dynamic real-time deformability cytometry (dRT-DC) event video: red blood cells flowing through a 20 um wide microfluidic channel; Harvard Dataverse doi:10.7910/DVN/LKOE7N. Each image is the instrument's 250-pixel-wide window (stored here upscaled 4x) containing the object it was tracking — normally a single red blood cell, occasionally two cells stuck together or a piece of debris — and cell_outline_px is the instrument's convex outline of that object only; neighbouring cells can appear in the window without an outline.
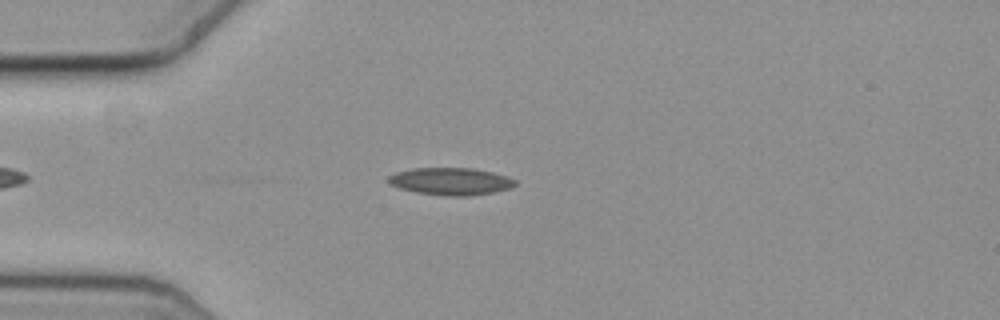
{"species": "common noctule bat (a hibernating species)", "species_latin": "Nyctalus noctula", "temperature_condition": "cold", "stored_images_in_passage": 48, "camera_frame_rate_fps": 3000, "um_per_image_px": 0.085, "animal": {"sex": "female", "body_mass_g": 19.3, "forearm_length_mm": 54.1}, "frame": {"image": 1, "passage_image": 10, "time_ms": 3.0, "image_size_px": [1000, 320], "cell_outline_px": [[516, 184], [512, 188], [492, 192], [468, 196], [444, 196], [416, 192], [400, 188], [392, 184], [388, 180], [388, 176], [396, 172], [412, 168], [472, 168], [492, 172], [508, 176], [516, 180]], "centroid_in_image_um": [38.34, 15.41], "position_along_channel_um": 46.7, "area_um2": 20.17}}
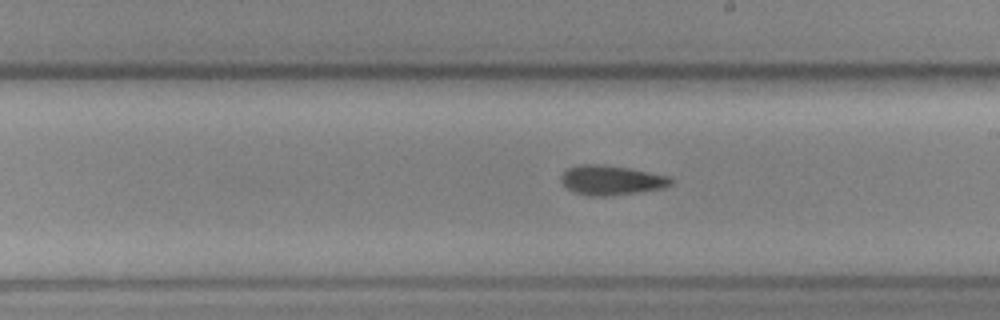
{"frame": {"image": 2, "passage_image": 27, "time_ms": 8.667, "image_size_px": [1000, 320], "cell_outline_px": [[672, 184], [664, 188], [612, 196], [588, 196], [572, 192], [560, 180], [560, 176], [568, 168], [580, 164], [604, 164], [628, 168], [668, 176], [672, 180]], "centroid_in_image_um": [51.93, 15.32], "position_along_channel_um": 237.1, "area_um2": 19.02}}
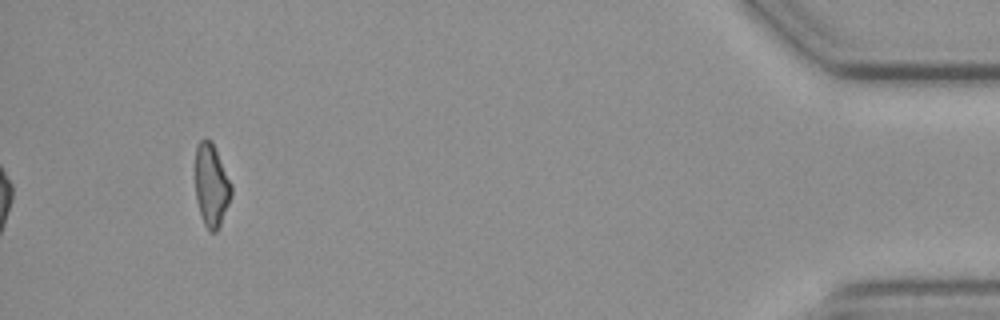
{"frame": {"image": 3, "passage_image": 48, "time_ms": 15.667, "image_size_px": [1000, 320], "cell_outline_px": [[232, 196], [220, 224], [216, 232], [208, 232], [200, 216], [196, 200], [196, 144], [204, 136], [212, 140], [232, 184]], "centroid_in_image_um": [17.97, 15.73], "position_along_channel_um": 417.2, "area_um2": 17.69}, "authors_computed_cell_mechanics": {"area_um2": 18.9295, "velocity_mm_per_s": 3.6569, "shape_relaxation_time_tau1_ms": 4.6637, "shape_relaxation_time_tau2_ms": 7.7725, "deformation_change_tau1": 0.135, "deformation_change_tau2": 0.1822}}